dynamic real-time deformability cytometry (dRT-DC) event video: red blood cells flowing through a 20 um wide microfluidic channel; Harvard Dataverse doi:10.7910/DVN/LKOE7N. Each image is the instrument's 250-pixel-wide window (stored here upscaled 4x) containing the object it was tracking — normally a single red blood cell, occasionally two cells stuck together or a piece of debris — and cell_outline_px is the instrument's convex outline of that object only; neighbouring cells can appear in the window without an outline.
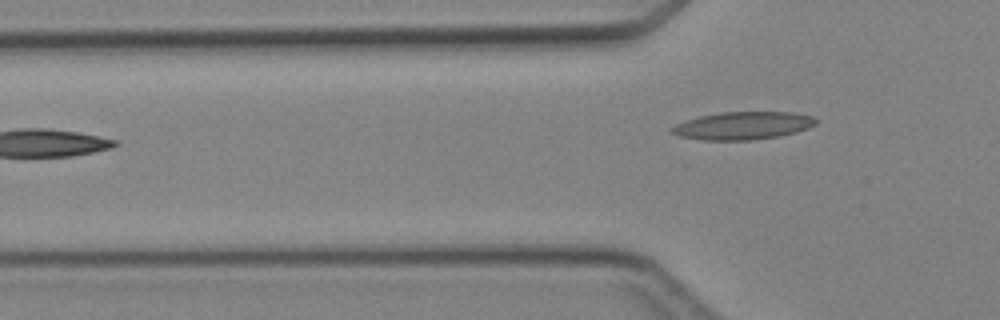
{"species": "Egyptian fruit bat (a non-hibernating species)", "species_latin": "Rousettus aegyptiacus", "temperature_condition": "cold", "stored_images_in_passage": 4, "camera_frame_rate_fps": 3000, "um_per_image_px": 0.085, "animal": {"sex": "female"}, "frame": {"image": 1, "passage_image": 4, "time_ms": 3.667, "image_size_px": [1000, 320], "cell_outline_px": [[816, 124], [808, 128], [780, 136], [748, 140], [704, 140], [680, 136], [672, 132], [672, 128], [676, 124], [684, 120], [700, 116], [720, 112], [796, 112], [812, 116], [816, 120]], "centroid_in_image_um": [63.16, 10.67], "position_along_channel_um": 62.6, "area_um2": 23.18}}